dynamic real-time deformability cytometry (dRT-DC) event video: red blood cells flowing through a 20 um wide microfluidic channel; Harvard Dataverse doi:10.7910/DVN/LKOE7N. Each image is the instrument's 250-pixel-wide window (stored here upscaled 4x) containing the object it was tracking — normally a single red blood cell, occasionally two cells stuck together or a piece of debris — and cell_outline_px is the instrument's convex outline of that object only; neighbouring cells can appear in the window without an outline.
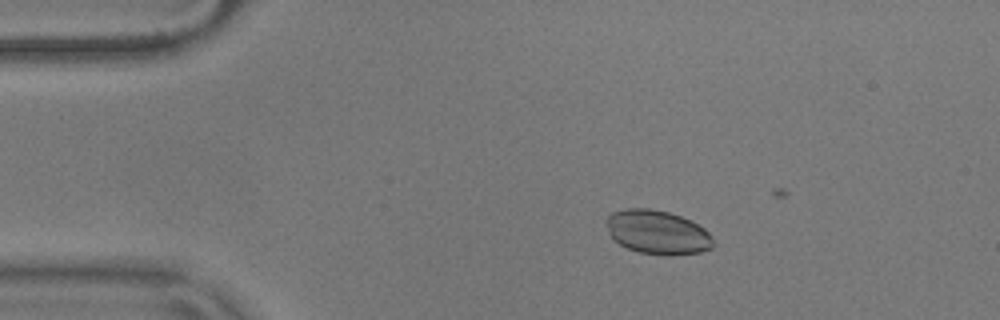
{"species": "common noctule bat (a hibernating species)", "species_latin": "Nyctalus noctula", "temperature_condition": "warm", "stored_images_in_passage": 15, "camera_frame_rate_fps": 3000, "um_per_image_px": 0.085, "animal": {"sex": "male", "body_mass_g": 17.9}, "frame": {"image": 1, "passage_image": 10, "time_ms": 3.0, "image_size_px": [1000, 320], "cell_outline_px": [[716, 244], [712, 248], [700, 252], [640, 252], [628, 248], [612, 240], [604, 220], [612, 212], [628, 208], [648, 208], [668, 212], [680, 216], [704, 228], [712, 236]], "centroid_in_image_um": [55.84, 19.69], "position_along_channel_um": 29.2, "area_um2": 26.65}}